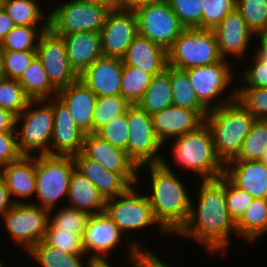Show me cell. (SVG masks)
Segmentation results:
<instances>
[{"label": "cell", "mask_w": 267, "mask_h": 267, "mask_svg": "<svg viewBox=\"0 0 267 267\" xmlns=\"http://www.w3.org/2000/svg\"><path fill=\"white\" fill-rule=\"evenodd\" d=\"M171 146L170 153L178 168L192 171L199 180H214L224 174V164L216 155L212 135L206 124L173 139Z\"/></svg>", "instance_id": "cell-4"}, {"label": "cell", "mask_w": 267, "mask_h": 267, "mask_svg": "<svg viewBox=\"0 0 267 267\" xmlns=\"http://www.w3.org/2000/svg\"><path fill=\"white\" fill-rule=\"evenodd\" d=\"M0 267H5V264H4V262L1 260V257H0Z\"/></svg>", "instance_id": "cell-61"}, {"label": "cell", "mask_w": 267, "mask_h": 267, "mask_svg": "<svg viewBox=\"0 0 267 267\" xmlns=\"http://www.w3.org/2000/svg\"><path fill=\"white\" fill-rule=\"evenodd\" d=\"M57 98L69 109L76 126L85 135L93 133L96 94L79 78L57 92Z\"/></svg>", "instance_id": "cell-22"}, {"label": "cell", "mask_w": 267, "mask_h": 267, "mask_svg": "<svg viewBox=\"0 0 267 267\" xmlns=\"http://www.w3.org/2000/svg\"><path fill=\"white\" fill-rule=\"evenodd\" d=\"M96 134L112 146L125 151L128 155L129 128L127 110L124 114L117 116L111 122L100 128Z\"/></svg>", "instance_id": "cell-47"}, {"label": "cell", "mask_w": 267, "mask_h": 267, "mask_svg": "<svg viewBox=\"0 0 267 267\" xmlns=\"http://www.w3.org/2000/svg\"><path fill=\"white\" fill-rule=\"evenodd\" d=\"M256 41L258 39L257 43L258 45H256L255 47V53L261 58V59H267V30L259 32L255 35ZM258 46V47H257Z\"/></svg>", "instance_id": "cell-55"}, {"label": "cell", "mask_w": 267, "mask_h": 267, "mask_svg": "<svg viewBox=\"0 0 267 267\" xmlns=\"http://www.w3.org/2000/svg\"><path fill=\"white\" fill-rule=\"evenodd\" d=\"M130 105L121 95L98 97L93 113V133L117 116L124 114Z\"/></svg>", "instance_id": "cell-39"}, {"label": "cell", "mask_w": 267, "mask_h": 267, "mask_svg": "<svg viewBox=\"0 0 267 267\" xmlns=\"http://www.w3.org/2000/svg\"><path fill=\"white\" fill-rule=\"evenodd\" d=\"M49 26H15L1 41L4 51L37 50L40 36Z\"/></svg>", "instance_id": "cell-36"}, {"label": "cell", "mask_w": 267, "mask_h": 267, "mask_svg": "<svg viewBox=\"0 0 267 267\" xmlns=\"http://www.w3.org/2000/svg\"><path fill=\"white\" fill-rule=\"evenodd\" d=\"M267 150V120L255 119L240 151L233 160H260Z\"/></svg>", "instance_id": "cell-35"}, {"label": "cell", "mask_w": 267, "mask_h": 267, "mask_svg": "<svg viewBox=\"0 0 267 267\" xmlns=\"http://www.w3.org/2000/svg\"><path fill=\"white\" fill-rule=\"evenodd\" d=\"M138 34L168 51L185 29L166 0L141 5L133 10Z\"/></svg>", "instance_id": "cell-12"}, {"label": "cell", "mask_w": 267, "mask_h": 267, "mask_svg": "<svg viewBox=\"0 0 267 267\" xmlns=\"http://www.w3.org/2000/svg\"><path fill=\"white\" fill-rule=\"evenodd\" d=\"M255 118L236 100L210 110L205 117L217 157L225 164L233 160L249 134Z\"/></svg>", "instance_id": "cell-3"}, {"label": "cell", "mask_w": 267, "mask_h": 267, "mask_svg": "<svg viewBox=\"0 0 267 267\" xmlns=\"http://www.w3.org/2000/svg\"><path fill=\"white\" fill-rule=\"evenodd\" d=\"M44 241L52 247L62 248L67 253L85 254L82 235H78L73 231L59 230L50 222L47 225Z\"/></svg>", "instance_id": "cell-45"}, {"label": "cell", "mask_w": 267, "mask_h": 267, "mask_svg": "<svg viewBox=\"0 0 267 267\" xmlns=\"http://www.w3.org/2000/svg\"><path fill=\"white\" fill-rule=\"evenodd\" d=\"M88 3L98 4L103 7H108L110 10L117 8L116 0H81Z\"/></svg>", "instance_id": "cell-58"}, {"label": "cell", "mask_w": 267, "mask_h": 267, "mask_svg": "<svg viewBox=\"0 0 267 267\" xmlns=\"http://www.w3.org/2000/svg\"><path fill=\"white\" fill-rule=\"evenodd\" d=\"M127 122L128 157L137 167L161 163L164 156L160 151L164 147L155 135L151 115L137 104H131L127 109Z\"/></svg>", "instance_id": "cell-13"}, {"label": "cell", "mask_w": 267, "mask_h": 267, "mask_svg": "<svg viewBox=\"0 0 267 267\" xmlns=\"http://www.w3.org/2000/svg\"><path fill=\"white\" fill-rule=\"evenodd\" d=\"M224 175L253 198L267 199V166L260 160H231L224 164Z\"/></svg>", "instance_id": "cell-24"}, {"label": "cell", "mask_w": 267, "mask_h": 267, "mask_svg": "<svg viewBox=\"0 0 267 267\" xmlns=\"http://www.w3.org/2000/svg\"><path fill=\"white\" fill-rule=\"evenodd\" d=\"M38 2L39 0H4L3 8L16 26H49V14H44L47 11H43Z\"/></svg>", "instance_id": "cell-33"}, {"label": "cell", "mask_w": 267, "mask_h": 267, "mask_svg": "<svg viewBox=\"0 0 267 267\" xmlns=\"http://www.w3.org/2000/svg\"><path fill=\"white\" fill-rule=\"evenodd\" d=\"M170 79L174 106L194 111H208L199 102L185 70L170 66Z\"/></svg>", "instance_id": "cell-34"}, {"label": "cell", "mask_w": 267, "mask_h": 267, "mask_svg": "<svg viewBox=\"0 0 267 267\" xmlns=\"http://www.w3.org/2000/svg\"><path fill=\"white\" fill-rule=\"evenodd\" d=\"M81 153L87 159L102 164L107 170L120 174L131 186L139 183L138 167L127 153L112 146L96 133L84 136Z\"/></svg>", "instance_id": "cell-16"}, {"label": "cell", "mask_w": 267, "mask_h": 267, "mask_svg": "<svg viewBox=\"0 0 267 267\" xmlns=\"http://www.w3.org/2000/svg\"><path fill=\"white\" fill-rule=\"evenodd\" d=\"M14 21L9 17L4 8L0 9V42L15 27Z\"/></svg>", "instance_id": "cell-54"}, {"label": "cell", "mask_w": 267, "mask_h": 267, "mask_svg": "<svg viewBox=\"0 0 267 267\" xmlns=\"http://www.w3.org/2000/svg\"><path fill=\"white\" fill-rule=\"evenodd\" d=\"M238 101L255 119L267 120V88L236 87Z\"/></svg>", "instance_id": "cell-42"}, {"label": "cell", "mask_w": 267, "mask_h": 267, "mask_svg": "<svg viewBox=\"0 0 267 267\" xmlns=\"http://www.w3.org/2000/svg\"><path fill=\"white\" fill-rule=\"evenodd\" d=\"M107 258H90L87 267H113Z\"/></svg>", "instance_id": "cell-57"}, {"label": "cell", "mask_w": 267, "mask_h": 267, "mask_svg": "<svg viewBox=\"0 0 267 267\" xmlns=\"http://www.w3.org/2000/svg\"><path fill=\"white\" fill-rule=\"evenodd\" d=\"M202 29L213 30L234 8L236 0H201Z\"/></svg>", "instance_id": "cell-48"}, {"label": "cell", "mask_w": 267, "mask_h": 267, "mask_svg": "<svg viewBox=\"0 0 267 267\" xmlns=\"http://www.w3.org/2000/svg\"><path fill=\"white\" fill-rule=\"evenodd\" d=\"M237 236L247 242L267 235V199L253 198L246 212L236 222Z\"/></svg>", "instance_id": "cell-30"}, {"label": "cell", "mask_w": 267, "mask_h": 267, "mask_svg": "<svg viewBox=\"0 0 267 267\" xmlns=\"http://www.w3.org/2000/svg\"><path fill=\"white\" fill-rule=\"evenodd\" d=\"M137 34V18L133 10L111 9L100 31L103 56L122 59Z\"/></svg>", "instance_id": "cell-15"}, {"label": "cell", "mask_w": 267, "mask_h": 267, "mask_svg": "<svg viewBox=\"0 0 267 267\" xmlns=\"http://www.w3.org/2000/svg\"><path fill=\"white\" fill-rule=\"evenodd\" d=\"M252 56V63L248 70L240 77V87L267 88V59H261L255 52Z\"/></svg>", "instance_id": "cell-50"}, {"label": "cell", "mask_w": 267, "mask_h": 267, "mask_svg": "<svg viewBox=\"0 0 267 267\" xmlns=\"http://www.w3.org/2000/svg\"><path fill=\"white\" fill-rule=\"evenodd\" d=\"M0 174L15 203H27L31 201L29 199H32V196L35 197L36 156H21L2 167Z\"/></svg>", "instance_id": "cell-23"}, {"label": "cell", "mask_w": 267, "mask_h": 267, "mask_svg": "<svg viewBox=\"0 0 267 267\" xmlns=\"http://www.w3.org/2000/svg\"><path fill=\"white\" fill-rule=\"evenodd\" d=\"M137 105L150 115L173 105L169 65L163 72L152 77L151 83Z\"/></svg>", "instance_id": "cell-29"}, {"label": "cell", "mask_w": 267, "mask_h": 267, "mask_svg": "<svg viewBox=\"0 0 267 267\" xmlns=\"http://www.w3.org/2000/svg\"><path fill=\"white\" fill-rule=\"evenodd\" d=\"M0 220L13 243L24 248L27 253L35 244L44 240L49 211L31 202L15 203Z\"/></svg>", "instance_id": "cell-11"}, {"label": "cell", "mask_w": 267, "mask_h": 267, "mask_svg": "<svg viewBox=\"0 0 267 267\" xmlns=\"http://www.w3.org/2000/svg\"><path fill=\"white\" fill-rule=\"evenodd\" d=\"M199 183L195 198L197 205L191 198L188 220L176 236H187L197 241L209 255L224 256L231 244L232 234L235 232L237 236L236 223L230 217L226 204L225 175Z\"/></svg>", "instance_id": "cell-1"}, {"label": "cell", "mask_w": 267, "mask_h": 267, "mask_svg": "<svg viewBox=\"0 0 267 267\" xmlns=\"http://www.w3.org/2000/svg\"><path fill=\"white\" fill-rule=\"evenodd\" d=\"M184 28L202 29L201 0H166Z\"/></svg>", "instance_id": "cell-46"}, {"label": "cell", "mask_w": 267, "mask_h": 267, "mask_svg": "<svg viewBox=\"0 0 267 267\" xmlns=\"http://www.w3.org/2000/svg\"><path fill=\"white\" fill-rule=\"evenodd\" d=\"M74 169L72 156L37 155L35 198L38 201L31 203L48 211L56 209L60 201L67 200Z\"/></svg>", "instance_id": "cell-6"}, {"label": "cell", "mask_w": 267, "mask_h": 267, "mask_svg": "<svg viewBox=\"0 0 267 267\" xmlns=\"http://www.w3.org/2000/svg\"><path fill=\"white\" fill-rule=\"evenodd\" d=\"M235 8L255 35L267 30V0H236Z\"/></svg>", "instance_id": "cell-41"}, {"label": "cell", "mask_w": 267, "mask_h": 267, "mask_svg": "<svg viewBox=\"0 0 267 267\" xmlns=\"http://www.w3.org/2000/svg\"><path fill=\"white\" fill-rule=\"evenodd\" d=\"M55 5L49 14V28L56 35L83 31L100 32L110 9L81 0Z\"/></svg>", "instance_id": "cell-10"}, {"label": "cell", "mask_w": 267, "mask_h": 267, "mask_svg": "<svg viewBox=\"0 0 267 267\" xmlns=\"http://www.w3.org/2000/svg\"><path fill=\"white\" fill-rule=\"evenodd\" d=\"M67 203L91 215L104 211L106 199L97 190L95 185L84 175L74 169L70 180Z\"/></svg>", "instance_id": "cell-28"}, {"label": "cell", "mask_w": 267, "mask_h": 267, "mask_svg": "<svg viewBox=\"0 0 267 267\" xmlns=\"http://www.w3.org/2000/svg\"><path fill=\"white\" fill-rule=\"evenodd\" d=\"M123 236L117 224L104 211L91 215L82 235L84 252L89 258H107L121 245Z\"/></svg>", "instance_id": "cell-19"}, {"label": "cell", "mask_w": 267, "mask_h": 267, "mask_svg": "<svg viewBox=\"0 0 267 267\" xmlns=\"http://www.w3.org/2000/svg\"><path fill=\"white\" fill-rule=\"evenodd\" d=\"M56 208L58 212L55 211L56 209L49 211V222L59 230L73 231L78 235H83L91 214L68 205Z\"/></svg>", "instance_id": "cell-38"}, {"label": "cell", "mask_w": 267, "mask_h": 267, "mask_svg": "<svg viewBox=\"0 0 267 267\" xmlns=\"http://www.w3.org/2000/svg\"><path fill=\"white\" fill-rule=\"evenodd\" d=\"M159 0H116L117 8L134 10L135 8Z\"/></svg>", "instance_id": "cell-56"}, {"label": "cell", "mask_w": 267, "mask_h": 267, "mask_svg": "<svg viewBox=\"0 0 267 267\" xmlns=\"http://www.w3.org/2000/svg\"><path fill=\"white\" fill-rule=\"evenodd\" d=\"M59 36L65 42L69 64L78 76L103 56L100 32L83 31Z\"/></svg>", "instance_id": "cell-25"}, {"label": "cell", "mask_w": 267, "mask_h": 267, "mask_svg": "<svg viewBox=\"0 0 267 267\" xmlns=\"http://www.w3.org/2000/svg\"><path fill=\"white\" fill-rule=\"evenodd\" d=\"M24 92L31 100L57 97V90L50 84L47 73L36 57L18 80Z\"/></svg>", "instance_id": "cell-32"}, {"label": "cell", "mask_w": 267, "mask_h": 267, "mask_svg": "<svg viewBox=\"0 0 267 267\" xmlns=\"http://www.w3.org/2000/svg\"><path fill=\"white\" fill-rule=\"evenodd\" d=\"M122 72V59L102 56L80 74L79 79L97 97L118 96L121 95Z\"/></svg>", "instance_id": "cell-21"}, {"label": "cell", "mask_w": 267, "mask_h": 267, "mask_svg": "<svg viewBox=\"0 0 267 267\" xmlns=\"http://www.w3.org/2000/svg\"><path fill=\"white\" fill-rule=\"evenodd\" d=\"M123 65H131L152 76L163 72L168 65L167 51L139 34L133 39L124 57Z\"/></svg>", "instance_id": "cell-26"}, {"label": "cell", "mask_w": 267, "mask_h": 267, "mask_svg": "<svg viewBox=\"0 0 267 267\" xmlns=\"http://www.w3.org/2000/svg\"><path fill=\"white\" fill-rule=\"evenodd\" d=\"M138 186L132 185L123 194L106 199L104 212L127 237L129 232L131 234L134 230L137 232L145 228L150 229L155 224L158 226V232L167 236L168 233L156 221L146 194L136 189Z\"/></svg>", "instance_id": "cell-9"}, {"label": "cell", "mask_w": 267, "mask_h": 267, "mask_svg": "<svg viewBox=\"0 0 267 267\" xmlns=\"http://www.w3.org/2000/svg\"><path fill=\"white\" fill-rule=\"evenodd\" d=\"M150 73L131 65H123L121 96L130 104H137L152 80Z\"/></svg>", "instance_id": "cell-37"}, {"label": "cell", "mask_w": 267, "mask_h": 267, "mask_svg": "<svg viewBox=\"0 0 267 267\" xmlns=\"http://www.w3.org/2000/svg\"><path fill=\"white\" fill-rule=\"evenodd\" d=\"M3 1L4 0H0V9L3 8Z\"/></svg>", "instance_id": "cell-62"}, {"label": "cell", "mask_w": 267, "mask_h": 267, "mask_svg": "<svg viewBox=\"0 0 267 267\" xmlns=\"http://www.w3.org/2000/svg\"><path fill=\"white\" fill-rule=\"evenodd\" d=\"M11 198L6 183L0 174V218L15 204Z\"/></svg>", "instance_id": "cell-53"}, {"label": "cell", "mask_w": 267, "mask_h": 267, "mask_svg": "<svg viewBox=\"0 0 267 267\" xmlns=\"http://www.w3.org/2000/svg\"><path fill=\"white\" fill-rule=\"evenodd\" d=\"M209 111H194L171 105L151 115L154 132L165 147L173 139L199 129ZM170 142V143H169Z\"/></svg>", "instance_id": "cell-18"}, {"label": "cell", "mask_w": 267, "mask_h": 267, "mask_svg": "<svg viewBox=\"0 0 267 267\" xmlns=\"http://www.w3.org/2000/svg\"><path fill=\"white\" fill-rule=\"evenodd\" d=\"M53 125L52 98L30 100L26 109L16 116L15 132L20 154L50 155Z\"/></svg>", "instance_id": "cell-5"}, {"label": "cell", "mask_w": 267, "mask_h": 267, "mask_svg": "<svg viewBox=\"0 0 267 267\" xmlns=\"http://www.w3.org/2000/svg\"><path fill=\"white\" fill-rule=\"evenodd\" d=\"M36 57V50L4 51L0 76L19 80Z\"/></svg>", "instance_id": "cell-43"}, {"label": "cell", "mask_w": 267, "mask_h": 267, "mask_svg": "<svg viewBox=\"0 0 267 267\" xmlns=\"http://www.w3.org/2000/svg\"><path fill=\"white\" fill-rule=\"evenodd\" d=\"M54 125L50 155L74 156L81 152L85 134L79 130L69 109L57 98H52Z\"/></svg>", "instance_id": "cell-20"}, {"label": "cell", "mask_w": 267, "mask_h": 267, "mask_svg": "<svg viewBox=\"0 0 267 267\" xmlns=\"http://www.w3.org/2000/svg\"><path fill=\"white\" fill-rule=\"evenodd\" d=\"M168 65L186 70L220 62L221 57L214 32L185 28L167 51Z\"/></svg>", "instance_id": "cell-8"}, {"label": "cell", "mask_w": 267, "mask_h": 267, "mask_svg": "<svg viewBox=\"0 0 267 267\" xmlns=\"http://www.w3.org/2000/svg\"><path fill=\"white\" fill-rule=\"evenodd\" d=\"M21 156L17 147L16 132H0V169Z\"/></svg>", "instance_id": "cell-51"}, {"label": "cell", "mask_w": 267, "mask_h": 267, "mask_svg": "<svg viewBox=\"0 0 267 267\" xmlns=\"http://www.w3.org/2000/svg\"><path fill=\"white\" fill-rule=\"evenodd\" d=\"M260 161L267 166V150L263 153L262 158Z\"/></svg>", "instance_id": "cell-60"}, {"label": "cell", "mask_w": 267, "mask_h": 267, "mask_svg": "<svg viewBox=\"0 0 267 267\" xmlns=\"http://www.w3.org/2000/svg\"><path fill=\"white\" fill-rule=\"evenodd\" d=\"M3 47H2V43L0 42V73H1V68H2V60H3Z\"/></svg>", "instance_id": "cell-59"}, {"label": "cell", "mask_w": 267, "mask_h": 267, "mask_svg": "<svg viewBox=\"0 0 267 267\" xmlns=\"http://www.w3.org/2000/svg\"><path fill=\"white\" fill-rule=\"evenodd\" d=\"M165 156L159 164H148L138 167V180L144 169L150 173V183L146 194L152 207L153 215L159 225L170 236H175L188 220L191 205L185 180H181L167 162ZM146 167V168H145ZM148 168V169H147ZM142 169V170H141Z\"/></svg>", "instance_id": "cell-2"}, {"label": "cell", "mask_w": 267, "mask_h": 267, "mask_svg": "<svg viewBox=\"0 0 267 267\" xmlns=\"http://www.w3.org/2000/svg\"><path fill=\"white\" fill-rule=\"evenodd\" d=\"M31 99L26 95L18 80L0 76V107L16 116L22 113Z\"/></svg>", "instance_id": "cell-40"}, {"label": "cell", "mask_w": 267, "mask_h": 267, "mask_svg": "<svg viewBox=\"0 0 267 267\" xmlns=\"http://www.w3.org/2000/svg\"><path fill=\"white\" fill-rule=\"evenodd\" d=\"M27 254L41 267H87L90 259L86 254L67 253L62 248L52 247L44 240L35 244ZM84 257L87 260L84 261Z\"/></svg>", "instance_id": "cell-31"}, {"label": "cell", "mask_w": 267, "mask_h": 267, "mask_svg": "<svg viewBox=\"0 0 267 267\" xmlns=\"http://www.w3.org/2000/svg\"><path fill=\"white\" fill-rule=\"evenodd\" d=\"M212 31L223 59L231 61L230 58L234 57L240 61L248 56L250 44L253 43L252 38L255 39V34L248 28L246 21L236 8Z\"/></svg>", "instance_id": "cell-17"}, {"label": "cell", "mask_w": 267, "mask_h": 267, "mask_svg": "<svg viewBox=\"0 0 267 267\" xmlns=\"http://www.w3.org/2000/svg\"><path fill=\"white\" fill-rule=\"evenodd\" d=\"M225 198L228 213L230 217L235 221V223L246 212L253 200L252 195H250L243 189L236 187L226 176Z\"/></svg>", "instance_id": "cell-49"}, {"label": "cell", "mask_w": 267, "mask_h": 267, "mask_svg": "<svg viewBox=\"0 0 267 267\" xmlns=\"http://www.w3.org/2000/svg\"><path fill=\"white\" fill-rule=\"evenodd\" d=\"M36 52L50 84L57 91L68 87L79 78L69 64L63 38L50 28L40 36Z\"/></svg>", "instance_id": "cell-14"}, {"label": "cell", "mask_w": 267, "mask_h": 267, "mask_svg": "<svg viewBox=\"0 0 267 267\" xmlns=\"http://www.w3.org/2000/svg\"><path fill=\"white\" fill-rule=\"evenodd\" d=\"M128 239V240H127ZM136 239V240H135ZM140 238H125L127 242V260L131 267H171V263H165L162 258L158 257L154 251L146 248V245L141 243ZM141 243V244H140Z\"/></svg>", "instance_id": "cell-44"}, {"label": "cell", "mask_w": 267, "mask_h": 267, "mask_svg": "<svg viewBox=\"0 0 267 267\" xmlns=\"http://www.w3.org/2000/svg\"><path fill=\"white\" fill-rule=\"evenodd\" d=\"M230 63L232 62L222 59L220 62L210 65L185 70L199 102L208 111L236 100V89L234 88L228 93L229 95H225L232 82L235 83L233 80L235 76L232 72L235 68L232 69L233 64Z\"/></svg>", "instance_id": "cell-7"}, {"label": "cell", "mask_w": 267, "mask_h": 267, "mask_svg": "<svg viewBox=\"0 0 267 267\" xmlns=\"http://www.w3.org/2000/svg\"><path fill=\"white\" fill-rule=\"evenodd\" d=\"M16 115L0 107V132H15Z\"/></svg>", "instance_id": "cell-52"}, {"label": "cell", "mask_w": 267, "mask_h": 267, "mask_svg": "<svg viewBox=\"0 0 267 267\" xmlns=\"http://www.w3.org/2000/svg\"><path fill=\"white\" fill-rule=\"evenodd\" d=\"M72 157L75 169L86 176L105 199L117 197L131 186L120 174L111 172L102 164L87 159L81 152Z\"/></svg>", "instance_id": "cell-27"}]
</instances>
